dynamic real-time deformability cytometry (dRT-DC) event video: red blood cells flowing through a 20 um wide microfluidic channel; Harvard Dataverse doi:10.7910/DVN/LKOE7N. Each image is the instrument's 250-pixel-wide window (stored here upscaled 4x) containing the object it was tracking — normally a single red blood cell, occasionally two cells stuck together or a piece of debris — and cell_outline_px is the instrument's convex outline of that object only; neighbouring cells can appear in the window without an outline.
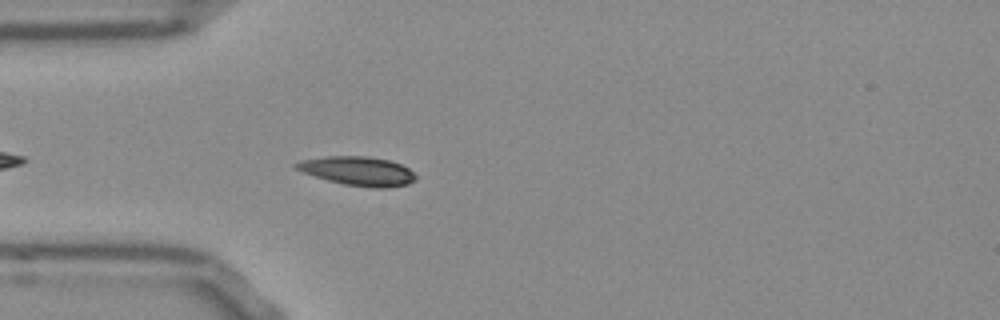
{"species": "Egyptian fruit bat (a non-hibernating species)", "species_latin": "Rousettus aegyptiacus", "temperature_condition": "room temperature", "stored_images_in_passage": 19, "camera_frame_rate_fps": 3000, "um_per_image_px": 0.085, "frame": {"image": 1, "passage_image": 2, "time_ms": 0.333, "image_size_px": [1000, 320], "cell_outline_px": [[416, 180], [408, 184], [388, 188], [372, 188], [344, 184], [328, 180], [304, 172], [296, 168], [292, 164], [300, 160], [324, 156], [368, 156], [388, 160], [400, 164], [408, 168], [416, 176]], "centroid_in_image_um": [30.43, 14.53], "position_along_channel_um": 54.6, "area_um2": 20.17}}
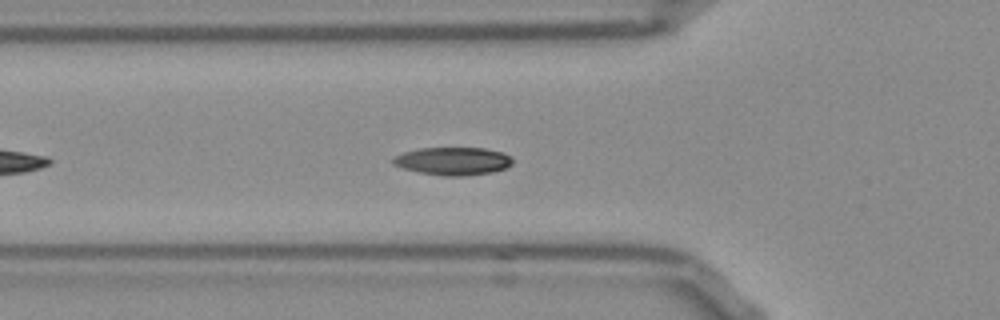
{"frame": {"image": 2, "passage_image": 5, "time_ms": 1.333, "image_size_px": [1000, 320], "cell_outline_px": [[512, 164], [508, 168], [492, 172], [464, 176], [444, 176], [420, 172], [404, 168], [392, 164], [392, 160], [396, 156], [404, 152], [416, 148], [484, 148], [504, 152], [512, 160]], "centroid_in_image_um": [38.53, 13.69], "position_along_channel_um": 87.3, "area_um2": 19.42}}
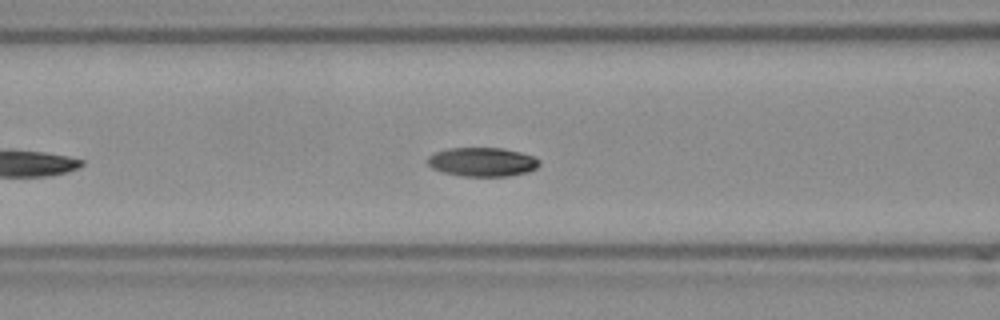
{"frame": {"image": 3, "passage_image": 8, "time_ms": 2.333, "image_size_px": [1000, 320], "cell_outline_px": [[540, 164], [536, 168], [528, 172], [508, 176], [460, 176], [444, 172], [432, 168], [428, 164], [428, 156], [436, 152], [448, 148], [504, 148], [520, 152], [532, 156], [540, 160]], "centroid_in_image_um": [41.01, 13.76], "position_along_channel_um": 125.6, "area_um2": 18.84}}